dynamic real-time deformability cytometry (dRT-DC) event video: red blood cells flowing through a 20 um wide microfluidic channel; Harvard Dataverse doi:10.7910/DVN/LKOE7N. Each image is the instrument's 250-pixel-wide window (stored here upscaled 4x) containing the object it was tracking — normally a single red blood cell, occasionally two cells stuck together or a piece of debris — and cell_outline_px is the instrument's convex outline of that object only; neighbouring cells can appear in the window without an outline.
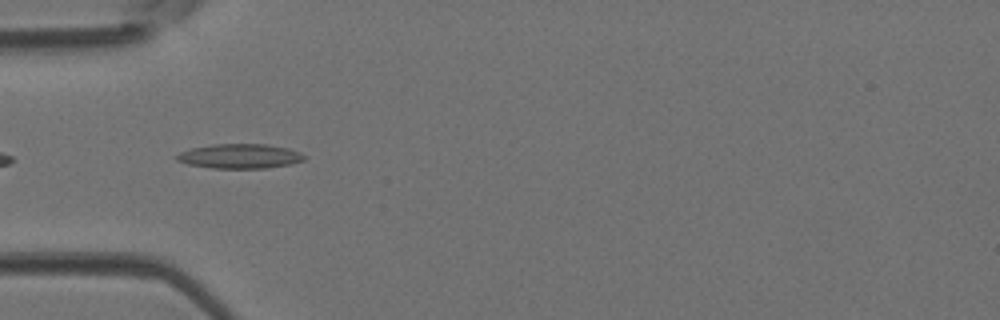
{"species": "Egyptian fruit bat (a non-hibernating species)", "species_latin": "Rousettus aegyptiacus", "temperature_condition": "room temperature", "stored_images_in_passage": 33, "camera_frame_rate_fps": 3000, "um_per_image_px": 0.085, "animal": {"sex": "female"}, "frame": {"image": 1, "passage_image": 2, "time_ms": 0.333, "image_size_px": [1000, 320], "cell_outline_px": [[304, 160], [292, 164], [268, 168], [212, 168], [188, 164], [176, 160], [176, 156], [180, 152], [192, 148], [212, 144], [268, 144], [288, 148], [300, 152], [304, 156]], "centroid_in_image_um": [20.4, 13.27], "position_along_channel_um": 64.6, "area_um2": 18.26}}
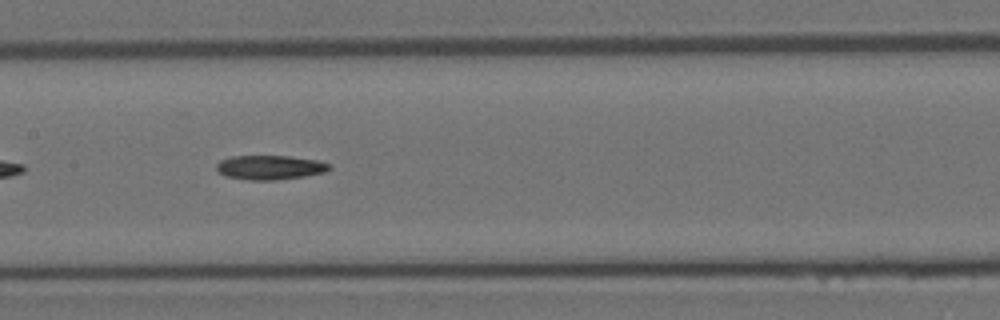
{"frame": {"image": 2, "passage_image": 10, "time_ms": 3.0, "image_size_px": [1000, 320], "cell_outline_px": [[332, 168], [324, 172], [304, 176], [276, 180], [248, 180], [228, 176], [220, 172], [216, 168], [216, 164], [220, 160], [232, 156], [288, 156], [316, 160], [332, 164]], "centroid_in_image_um": [22.97, 14.22], "position_along_channel_um": 184.4, "area_um2": 15.9}}
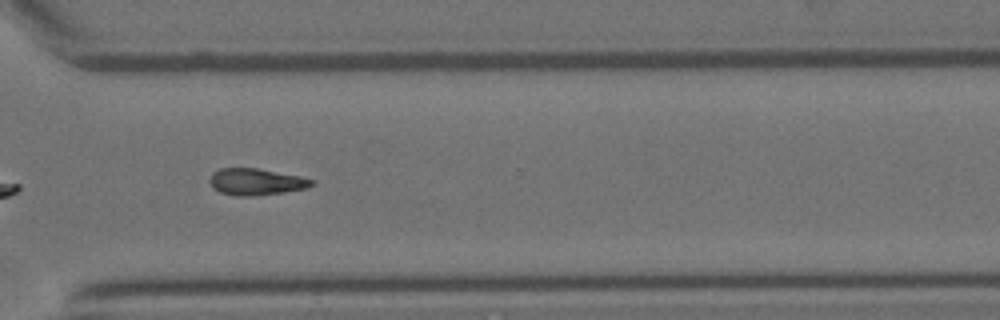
{"frame": {"image": 3, "passage_image": 21, "time_ms": 6.667, "image_size_px": [1000, 320], "cell_outline_px": [[316, 184], [308, 188], [284, 192], [248, 196], [236, 196], [220, 192], [212, 188], [208, 180], [212, 172], [220, 168], [256, 168], [300, 176], [316, 180]], "centroid_in_image_um": [21.77, 15.45], "position_along_channel_um": 348.8, "area_um2": 16.01}}